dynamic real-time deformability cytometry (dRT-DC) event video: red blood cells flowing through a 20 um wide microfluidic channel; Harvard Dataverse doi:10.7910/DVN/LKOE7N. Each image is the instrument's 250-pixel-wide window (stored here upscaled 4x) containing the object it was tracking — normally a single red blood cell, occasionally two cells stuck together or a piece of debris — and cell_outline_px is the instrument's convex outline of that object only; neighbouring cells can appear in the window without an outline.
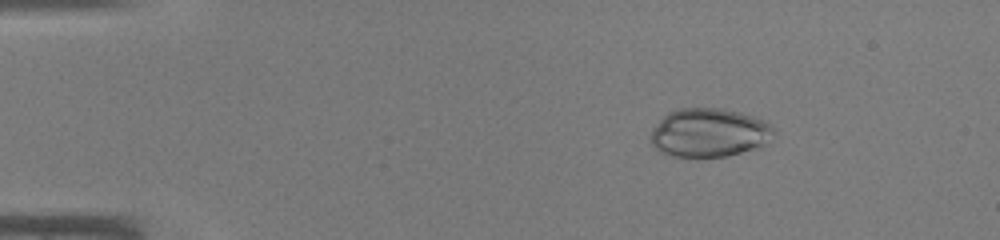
{"species": "common noctule bat (a hibernating species)", "species_latin": "Nyctalus noctula", "temperature_condition": "warm", "stored_images_in_passage": 45, "camera_frame_rate_fps": 3000, "um_per_image_px": 0.085, "animal": {"sex": "male", "body_mass_g": 19.0, "forearm_length_mm": 50.8}, "frame": {"image": 1, "passage_image": 7, "time_ms": 2.0, "image_size_px": [1000, 240], "cell_outline_px": [[776, 132], [768, 144], [764, 148], [724, 156], [668, 156], [660, 152], [652, 144], [652, 132], [656, 124], [668, 112], [680, 108], [724, 108], [740, 112], [760, 120], [768, 124]], "centroid_in_image_um": [60.32, 11.29], "position_along_channel_um": 24.7, "area_um2": 34.97}}
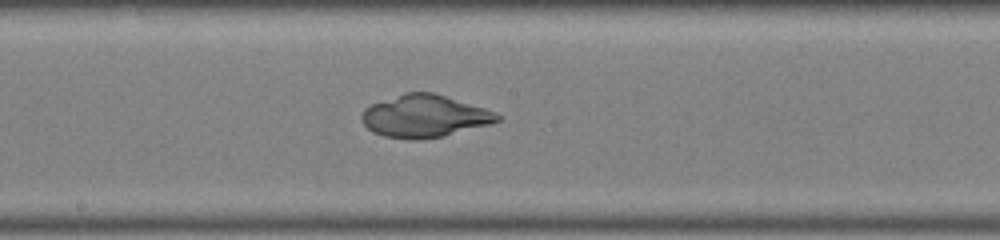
{"frame": {"image": 2, "passage_image": 25, "time_ms": 8.0, "image_size_px": [1000, 240], "cell_outline_px": [[504, 116], [500, 120], [492, 124], [444, 136], [420, 140], [408, 140], [384, 136], [372, 132], [360, 120], [360, 116], [364, 108], [372, 104], [404, 92], [432, 92], [484, 108], [496, 112]], "centroid_in_image_um": [36.09, 9.89], "position_along_channel_um": 212.1, "area_um2": 33.76}}
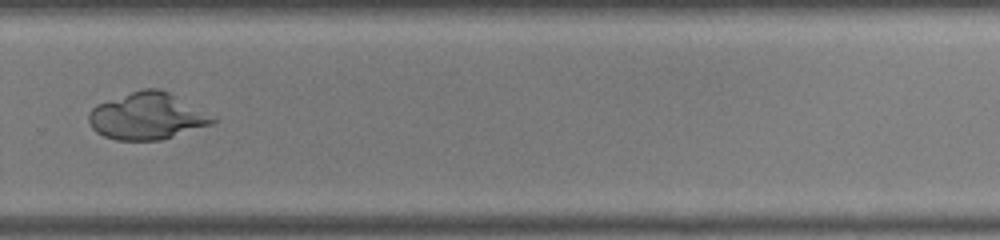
{"frame": {"image": 3, "passage_image": 32, "time_ms": 10.333, "image_size_px": [1000, 240], "cell_outline_px": [[216, 120], [212, 124], [160, 140], [116, 140], [104, 136], [96, 132], [92, 128], [88, 120], [88, 112], [96, 104], [144, 88], [160, 88], [216, 116]], "centroid_in_image_um": [12.5, 9.87], "position_along_channel_um": 317.3, "area_um2": 33.7}}